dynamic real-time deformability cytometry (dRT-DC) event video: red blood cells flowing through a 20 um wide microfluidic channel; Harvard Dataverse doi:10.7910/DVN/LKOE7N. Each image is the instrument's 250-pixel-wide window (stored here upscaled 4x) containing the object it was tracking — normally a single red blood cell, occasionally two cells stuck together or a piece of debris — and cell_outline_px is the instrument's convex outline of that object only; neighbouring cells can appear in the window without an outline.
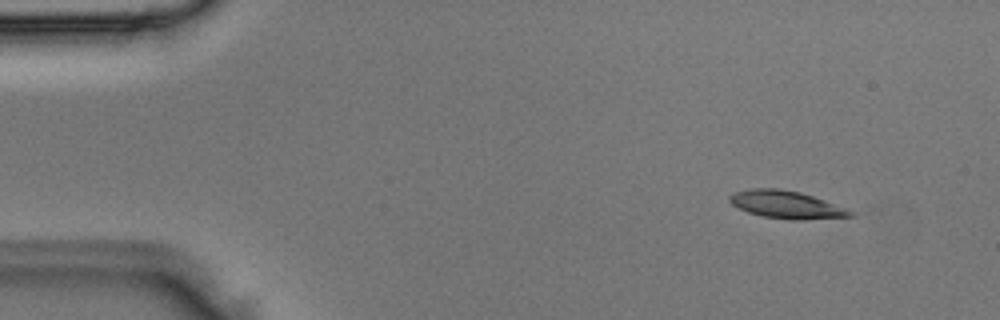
{"species": "Egyptian fruit bat (a non-hibernating species)", "species_latin": "Rousettus aegyptiacus", "temperature_condition": "room temperature", "stored_images_in_passage": 5, "camera_frame_rate_fps": 3000, "um_per_image_px": 0.085, "animal": {"sex": "male"}, "frame": {"image": 1, "passage_image": 2, "time_ms": 0.333, "image_size_px": [1000, 320], "cell_outline_px": [[856, 216], [804, 220], [792, 220], [764, 216], [748, 212], [732, 204], [728, 200], [728, 196], [732, 192], [752, 188], [776, 188], [800, 192], [848, 208], [856, 212]], "centroid_in_image_um": [66.88, 17.4], "position_along_channel_um": 18.1, "area_um2": 19.59}}